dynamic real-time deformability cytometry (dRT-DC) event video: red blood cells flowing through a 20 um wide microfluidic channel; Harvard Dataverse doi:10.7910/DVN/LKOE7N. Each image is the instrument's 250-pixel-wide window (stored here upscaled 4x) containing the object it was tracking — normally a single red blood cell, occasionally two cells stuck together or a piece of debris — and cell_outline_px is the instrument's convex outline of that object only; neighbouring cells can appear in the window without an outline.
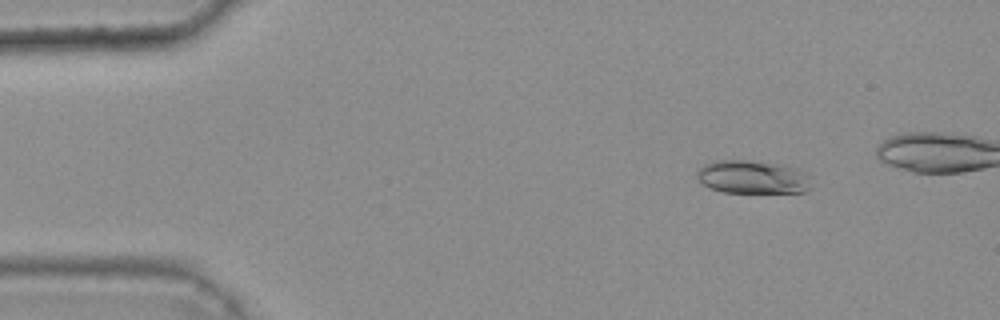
{"species": "common noctule bat (a hibernating species)", "species_latin": "Nyctalus noctula", "temperature_condition": "warm", "stored_images_in_passage": 44, "camera_frame_rate_fps": 3000, "um_per_image_px": 0.085, "animal": {"sex": "female", "body_mass_g": 25.1}, "frame": {"image": 1, "passage_image": 3, "time_ms": 0.667, "image_size_px": [1000, 320], "cell_outline_px": [[812, 188], [804, 192], [724, 192], [712, 188], [704, 184], [696, 176], [696, 172], [704, 164], [716, 160], [744, 160], [784, 164], [808, 172]], "centroid_in_image_um": [64.03, 15.04], "position_along_channel_um": 21.0, "area_um2": 22.31}}
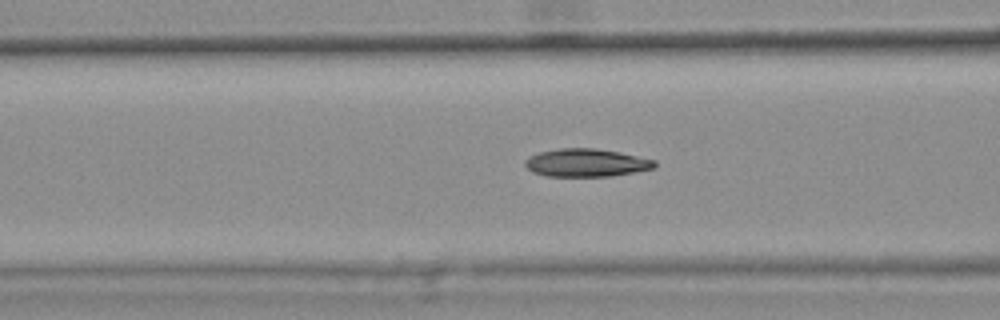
{"frame": {"image": 2, "passage_image": 17, "time_ms": 5.333, "image_size_px": [1000, 320], "cell_outline_px": [[656, 168], [612, 176], [548, 176], [532, 172], [524, 164], [524, 160], [528, 156], [540, 152], [560, 148], [596, 148], [656, 160]], "centroid_in_image_um": [49.81, 13.84], "position_along_channel_um": 116.8, "area_um2": 21.04}}
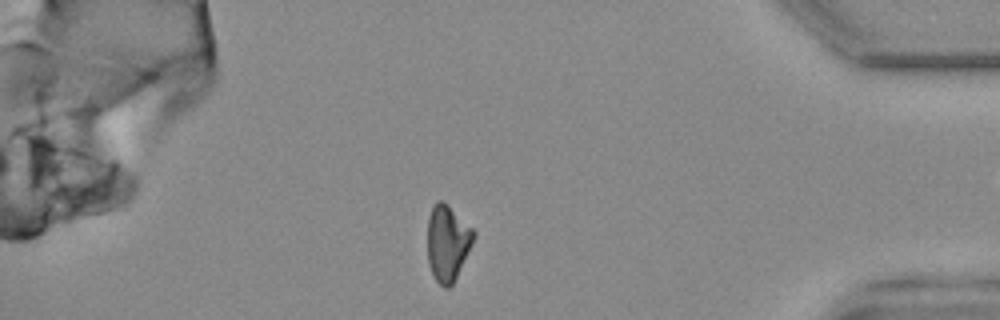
{"frame": {"image": 3, "passage_image": 42, "time_ms": 13.667, "image_size_px": [1000, 320], "cell_outline_px": [[476, 236], [452, 284], [448, 288], [444, 288], [432, 276], [428, 264], [428, 216], [436, 200], [444, 200], [476, 232]], "centroid_in_image_um": [38.03, 20.62], "position_along_channel_um": 397.2, "area_um2": 20.4}, "authors_computed_cell_mechanics": {"area_um2": 21.3282, "velocity_mm_per_s": 3.7776, "shape_relaxation_time_tau1_ms": 5.4087, "shape_relaxation_time_tau2_ms": 2.9895, "deformation_change_tau1": 0.1757, "deformation_change_tau2": 0.0897}}